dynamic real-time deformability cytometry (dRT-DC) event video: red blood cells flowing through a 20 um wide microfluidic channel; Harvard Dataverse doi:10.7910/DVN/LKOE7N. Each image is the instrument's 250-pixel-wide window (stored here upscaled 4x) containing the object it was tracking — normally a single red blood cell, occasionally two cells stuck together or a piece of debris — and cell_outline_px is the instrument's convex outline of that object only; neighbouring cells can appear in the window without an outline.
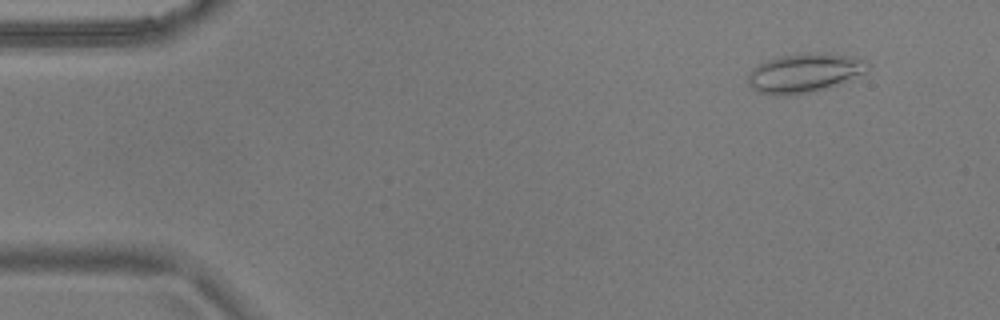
{"species": "common noctule bat (a hibernating species)", "species_latin": "Nyctalus noctula", "temperature_condition": "warm", "stored_images_in_passage": 55, "camera_frame_rate_fps": 3000, "um_per_image_px": 0.085, "animal": {"sex": "male", "body_mass_g": 17.9}, "frame": {"image": 1, "passage_image": 5, "time_ms": 1.333, "image_size_px": [1000, 320], "cell_outline_px": [[872, 64], [864, 72], [824, 88], [812, 92], [776, 96], [760, 92], [752, 88], [748, 84], [748, 76], [752, 68], [768, 60], [780, 56], [808, 52], [820, 52], [852, 56], [868, 60]], "centroid_in_image_um": [68.36, 6.17], "position_along_channel_um": 16.6, "area_um2": 26.93}}
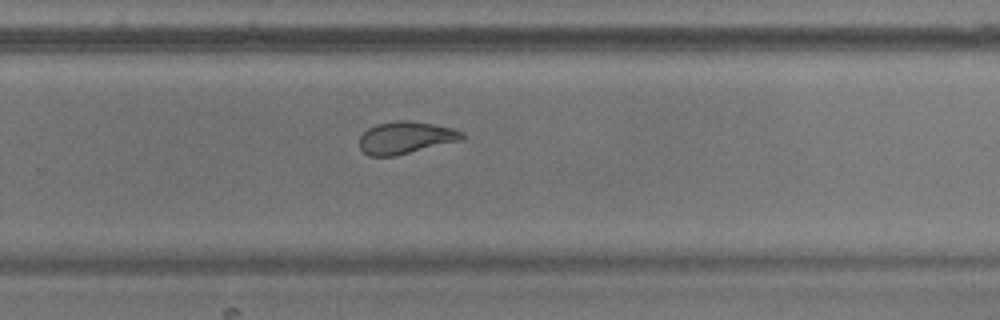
{"frame": {"image": 2, "passage_image": 36, "time_ms": 11.667, "image_size_px": [1000, 320], "cell_outline_px": [[464, 136], [460, 140], [396, 156], [368, 156], [360, 148], [360, 136], [368, 128], [376, 124], [396, 120], [408, 120], [432, 124], [452, 128], [464, 132]], "centroid_in_image_um": [34.45, 11.7], "position_along_channel_um": 295.3, "area_um2": 19.19}}
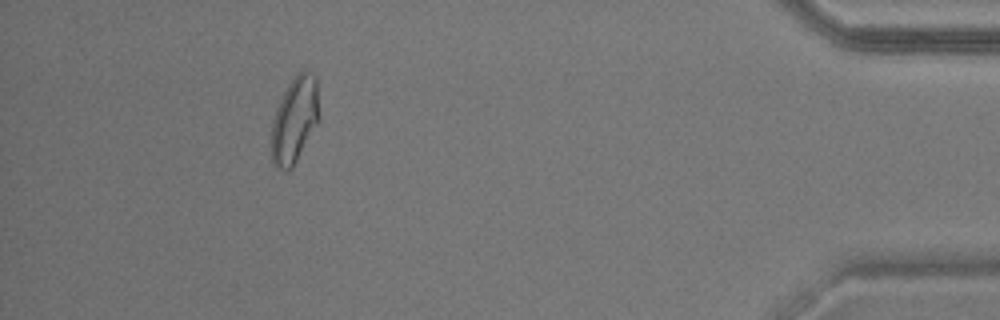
{"frame": {"image": 3, "passage_image": 50, "time_ms": 16.333, "image_size_px": [1000, 320], "cell_outline_px": [[320, 120], [292, 168], [288, 172], [272, 164], [272, 120], [276, 108], [288, 84], [296, 72], [304, 68], [312, 72], [316, 76], [320, 116]], "centroid_in_image_um": [25.07, 10.14], "position_along_channel_um": 410.1, "area_um2": 24.33}, "authors_computed_cell_mechanics": {"area_um2": 21.964, "velocity_mm_per_s": 3.6687, "shape_relaxation_time_tau1_ms": 6.3721, "shape_relaxation_time_tau2_ms": 1.7211, "deformation_change_tau1": 0.1519, "deformation_change_tau2": 0.0721}}